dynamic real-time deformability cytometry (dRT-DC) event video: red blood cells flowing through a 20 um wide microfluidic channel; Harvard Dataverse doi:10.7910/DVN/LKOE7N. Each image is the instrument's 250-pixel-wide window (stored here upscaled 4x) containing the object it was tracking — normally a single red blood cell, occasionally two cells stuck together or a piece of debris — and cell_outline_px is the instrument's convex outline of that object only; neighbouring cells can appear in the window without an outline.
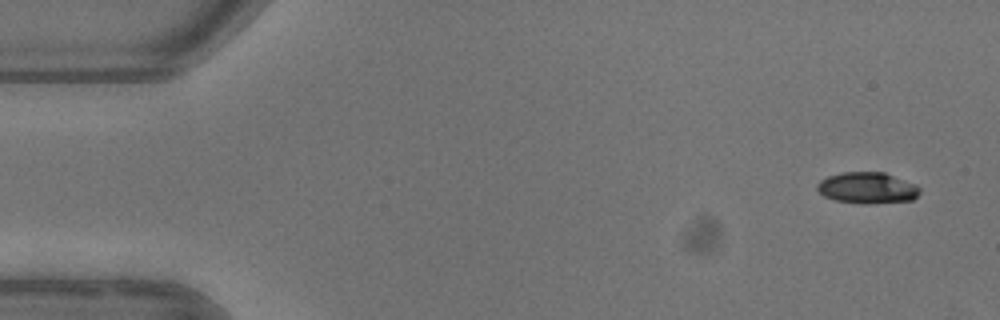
{"species": "common noctule bat (a hibernating species)", "species_latin": "Nyctalus noctula", "temperature_condition": "warm", "stored_images_in_passage": 5, "segment_of_instrument_passage": [2, 2], "camera_frame_rate_fps": 3000, "um_per_image_px": 0.085, "animal": {"sex": "female"}, "frame": {"image": 1, "passage_image": 5, "time_ms": 6.0, "image_size_px": [1000, 320], "cell_outline_px": [[920, 192], [912, 200], [868, 204], [860, 204], [836, 200], [824, 196], [816, 188], [816, 184], [820, 180], [828, 176], [840, 172], [884, 172], [916, 184], [920, 188]], "centroid_in_image_um": [73.71, 15.97], "position_along_channel_um": 11.3, "area_um2": 18.79}}